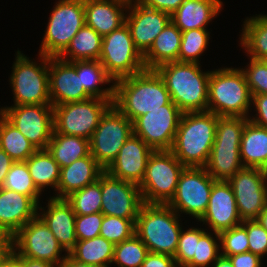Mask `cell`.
<instances>
[{
    "label": "cell",
    "mask_w": 267,
    "mask_h": 267,
    "mask_svg": "<svg viewBox=\"0 0 267 267\" xmlns=\"http://www.w3.org/2000/svg\"><path fill=\"white\" fill-rule=\"evenodd\" d=\"M114 87L113 105L131 122L171 101L165 82L156 70L145 69L118 79Z\"/></svg>",
    "instance_id": "obj_1"
},
{
    "label": "cell",
    "mask_w": 267,
    "mask_h": 267,
    "mask_svg": "<svg viewBox=\"0 0 267 267\" xmlns=\"http://www.w3.org/2000/svg\"><path fill=\"white\" fill-rule=\"evenodd\" d=\"M218 117L209 111L182 114L170 151L185 167L206 166Z\"/></svg>",
    "instance_id": "obj_2"
},
{
    "label": "cell",
    "mask_w": 267,
    "mask_h": 267,
    "mask_svg": "<svg viewBox=\"0 0 267 267\" xmlns=\"http://www.w3.org/2000/svg\"><path fill=\"white\" fill-rule=\"evenodd\" d=\"M201 64L169 62L155 69L165 82L171 101L183 112L208 111V87L211 71Z\"/></svg>",
    "instance_id": "obj_3"
},
{
    "label": "cell",
    "mask_w": 267,
    "mask_h": 267,
    "mask_svg": "<svg viewBox=\"0 0 267 267\" xmlns=\"http://www.w3.org/2000/svg\"><path fill=\"white\" fill-rule=\"evenodd\" d=\"M180 217L167 204L144 203L135 223V234L150 253L174 257L182 230Z\"/></svg>",
    "instance_id": "obj_4"
},
{
    "label": "cell",
    "mask_w": 267,
    "mask_h": 267,
    "mask_svg": "<svg viewBox=\"0 0 267 267\" xmlns=\"http://www.w3.org/2000/svg\"><path fill=\"white\" fill-rule=\"evenodd\" d=\"M252 95L241 68H220L210 72L208 111L217 116L249 118Z\"/></svg>",
    "instance_id": "obj_5"
},
{
    "label": "cell",
    "mask_w": 267,
    "mask_h": 267,
    "mask_svg": "<svg viewBox=\"0 0 267 267\" xmlns=\"http://www.w3.org/2000/svg\"><path fill=\"white\" fill-rule=\"evenodd\" d=\"M248 120L241 116L218 117L215 141L205 166L215 181H228L244 167L240 159V143Z\"/></svg>",
    "instance_id": "obj_6"
},
{
    "label": "cell",
    "mask_w": 267,
    "mask_h": 267,
    "mask_svg": "<svg viewBox=\"0 0 267 267\" xmlns=\"http://www.w3.org/2000/svg\"><path fill=\"white\" fill-rule=\"evenodd\" d=\"M40 58V59H39ZM37 63L17 51L9 78L14 105L51 104L48 57L39 54Z\"/></svg>",
    "instance_id": "obj_7"
},
{
    "label": "cell",
    "mask_w": 267,
    "mask_h": 267,
    "mask_svg": "<svg viewBox=\"0 0 267 267\" xmlns=\"http://www.w3.org/2000/svg\"><path fill=\"white\" fill-rule=\"evenodd\" d=\"M84 25V0H58L49 15L38 54L59 57Z\"/></svg>",
    "instance_id": "obj_8"
},
{
    "label": "cell",
    "mask_w": 267,
    "mask_h": 267,
    "mask_svg": "<svg viewBox=\"0 0 267 267\" xmlns=\"http://www.w3.org/2000/svg\"><path fill=\"white\" fill-rule=\"evenodd\" d=\"M185 166L170 150L153 151L139 188L145 204H167L175 194Z\"/></svg>",
    "instance_id": "obj_9"
},
{
    "label": "cell",
    "mask_w": 267,
    "mask_h": 267,
    "mask_svg": "<svg viewBox=\"0 0 267 267\" xmlns=\"http://www.w3.org/2000/svg\"><path fill=\"white\" fill-rule=\"evenodd\" d=\"M99 61L115 81L145 70L143 55L136 48L126 23L103 36Z\"/></svg>",
    "instance_id": "obj_10"
},
{
    "label": "cell",
    "mask_w": 267,
    "mask_h": 267,
    "mask_svg": "<svg viewBox=\"0 0 267 267\" xmlns=\"http://www.w3.org/2000/svg\"><path fill=\"white\" fill-rule=\"evenodd\" d=\"M113 100L89 98L53 106L54 130L57 133L90 140L102 115Z\"/></svg>",
    "instance_id": "obj_11"
},
{
    "label": "cell",
    "mask_w": 267,
    "mask_h": 267,
    "mask_svg": "<svg viewBox=\"0 0 267 267\" xmlns=\"http://www.w3.org/2000/svg\"><path fill=\"white\" fill-rule=\"evenodd\" d=\"M214 182L205 167H185L179 177L175 194L167 205L179 216L183 213L199 222L208 208Z\"/></svg>",
    "instance_id": "obj_12"
},
{
    "label": "cell",
    "mask_w": 267,
    "mask_h": 267,
    "mask_svg": "<svg viewBox=\"0 0 267 267\" xmlns=\"http://www.w3.org/2000/svg\"><path fill=\"white\" fill-rule=\"evenodd\" d=\"M132 134V122L112 104L89 140L90 154L106 169Z\"/></svg>",
    "instance_id": "obj_13"
},
{
    "label": "cell",
    "mask_w": 267,
    "mask_h": 267,
    "mask_svg": "<svg viewBox=\"0 0 267 267\" xmlns=\"http://www.w3.org/2000/svg\"><path fill=\"white\" fill-rule=\"evenodd\" d=\"M54 234L37 215L23 226L13 238V256H22L59 266L67 257Z\"/></svg>",
    "instance_id": "obj_14"
},
{
    "label": "cell",
    "mask_w": 267,
    "mask_h": 267,
    "mask_svg": "<svg viewBox=\"0 0 267 267\" xmlns=\"http://www.w3.org/2000/svg\"><path fill=\"white\" fill-rule=\"evenodd\" d=\"M0 114L37 149H47L54 131L52 104L6 106Z\"/></svg>",
    "instance_id": "obj_15"
},
{
    "label": "cell",
    "mask_w": 267,
    "mask_h": 267,
    "mask_svg": "<svg viewBox=\"0 0 267 267\" xmlns=\"http://www.w3.org/2000/svg\"><path fill=\"white\" fill-rule=\"evenodd\" d=\"M183 112L172 102L136 118L133 134L140 137L153 151L170 150Z\"/></svg>",
    "instance_id": "obj_16"
},
{
    "label": "cell",
    "mask_w": 267,
    "mask_h": 267,
    "mask_svg": "<svg viewBox=\"0 0 267 267\" xmlns=\"http://www.w3.org/2000/svg\"><path fill=\"white\" fill-rule=\"evenodd\" d=\"M228 182L234 192L240 219L256 220L267 206V181L261 169L243 167Z\"/></svg>",
    "instance_id": "obj_17"
},
{
    "label": "cell",
    "mask_w": 267,
    "mask_h": 267,
    "mask_svg": "<svg viewBox=\"0 0 267 267\" xmlns=\"http://www.w3.org/2000/svg\"><path fill=\"white\" fill-rule=\"evenodd\" d=\"M101 212L104 215L137 219L144 204L137 184L101 174Z\"/></svg>",
    "instance_id": "obj_18"
},
{
    "label": "cell",
    "mask_w": 267,
    "mask_h": 267,
    "mask_svg": "<svg viewBox=\"0 0 267 267\" xmlns=\"http://www.w3.org/2000/svg\"><path fill=\"white\" fill-rule=\"evenodd\" d=\"M49 95L52 106L91 98L81 85L77 61L48 57Z\"/></svg>",
    "instance_id": "obj_19"
},
{
    "label": "cell",
    "mask_w": 267,
    "mask_h": 267,
    "mask_svg": "<svg viewBox=\"0 0 267 267\" xmlns=\"http://www.w3.org/2000/svg\"><path fill=\"white\" fill-rule=\"evenodd\" d=\"M170 21V14L147 8L139 2L128 6L125 17L132 40L142 55L150 49L155 38Z\"/></svg>",
    "instance_id": "obj_20"
},
{
    "label": "cell",
    "mask_w": 267,
    "mask_h": 267,
    "mask_svg": "<svg viewBox=\"0 0 267 267\" xmlns=\"http://www.w3.org/2000/svg\"><path fill=\"white\" fill-rule=\"evenodd\" d=\"M152 152L140 137L132 134L105 171L114 178L139 186L144 179L147 160Z\"/></svg>",
    "instance_id": "obj_21"
},
{
    "label": "cell",
    "mask_w": 267,
    "mask_h": 267,
    "mask_svg": "<svg viewBox=\"0 0 267 267\" xmlns=\"http://www.w3.org/2000/svg\"><path fill=\"white\" fill-rule=\"evenodd\" d=\"M212 232L220 233L242 223L239 217L232 186L228 181H215L210 193L208 208L199 220Z\"/></svg>",
    "instance_id": "obj_22"
},
{
    "label": "cell",
    "mask_w": 267,
    "mask_h": 267,
    "mask_svg": "<svg viewBox=\"0 0 267 267\" xmlns=\"http://www.w3.org/2000/svg\"><path fill=\"white\" fill-rule=\"evenodd\" d=\"M47 204L45 208L38 205V210L41 211H38L37 215L54 234L65 253H69L78 241L75 233L76 214L73 207L66 199L54 197H50Z\"/></svg>",
    "instance_id": "obj_23"
},
{
    "label": "cell",
    "mask_w": 267,
    "mask_h": 267,
    "mask_svg": "<svg viewBox=\"0 0 267 267\" xmlns=\"http://www.w3.org/2000/svg\"><path fill=\"white\" fill-rule=\"evenodd\" d=\"M38 214V204L30 197L0 188V226L15 235Z\"/></svg>",
    "instance_id": "obj_24"
},
{
    "label": "cell",
    "mask_w": 267,
    "mask_h": 267,
    "mask_svg": "<svg viewBox=\"0 0 267 267\" xmlns=\"http://www.w3.org/2000/svg\"><path fill=\"white\" fill-rule=\"evenodd\" d=\"M105 169L91 154L60 168V180L54 198L66 199L73 192L96 182ZM56 195V196H55Z\"/></svg>",
    "instance_id": "obj_25"
},
{
    "label": "cell",
    "mask_w": 267,
    "mask_h": 267,
    "mask_svg": "<svg viewBox=\"0 0 267 267\" xmlns=\"http://www.w3.org/2000/svg\"><path fill=\"white\" fill-rule=\"evenodd\" d=\"M127 9L116 0H84L85 24L103 37L125 24Z\"/></svg>",
    "instance_id": "obj_26"
},
{
    "label": "cell",
    "mask_w": 267,
    "mask_h": 267,
    "mask_svg": "<svg viewBox=\"0 0 267 267\" xmlns=\"http://www.w3.org/2000/svg\"><path fill=\"white\" fill-rule=\"evenodd\" d=\"M221 0H185L171 14V21L181 32L191 29H207V25L223 9Z\"/></svg>",
    "instance_id": "obj_27"
},
{
    "label": "cell",
    "mask_w": 267,
    "mask_h": 267,
    "mask_svg": "<svg viewBox=\"0 0 267 267\" xmlns=\"http://www.w3.org/2000/svg\"><path fill=\"white\" fill-rule=\"evenodd\" d=\"M181 38V30L170 21L143 55L145 69L155 70L163 64L178 61Z\"/></svg>",
    "instance_id": "obj_28"
},
{
    "label": "cell",
    "mask_w": 267,
    "mask_h": 267,
    "mask_svg": "<svg viewBox=\"0 0 267 267\" xmlns=\"http://www.w3.org/2000/svg\"><path fill=\"white\" fill-rule=\"evenodd\" d=\"M240 159L244 167L258 168L267 160V129L250 120L241 136Z\"/></svg>",
    "instance_id": "obj_29"
},
{
    "label": "cell",
    "mask_w": 267,
    "mask_h": 267,
    "mask_svg": "<svg viewBox=\"0 0 267 267\" xmlns=\"http://www.w3.org/2000/svg\"><path fill=\"white\" fill-rule=\"evenodd\" d=\"M77 74L80 75L84 90L91 97L114 100L115 80L105 71L99 60L77 61ZM108 83L109 87H101Z\"/></svg>",
    "instance_id": "obj_30"
},
{
    "label": "cell",
    "mask_w": 267,
    "mask_h": 267,
    "mask_svg": "<svg viewBox=\"0 0 267 267\" xmlns=\"http://www.w3.org/2000/svg\"><path fill=\"white\" fill-rule=\"evenodd\" d=\"M241 31L239 44L247 56L256 60H267V15L247 17Z\"/></svg>",
    "instance_id": "obj_31"
},
{
    "label": "cell",
    "mask_w": 267,
    "mask_h": 267,
    "mask_svg": "<svg viewBox=\"0 0 267 267\" xmlns=\"http://www.w3.org/2000/svg\"><path fill=\"white\" fill-rule=\"evenodd\" d=\"M47 150L51 153L60 168L72 164L74 161L90 154L89 140L57 133L53 131Z\"/></svg>",
    "instance_id": "obj_32"
},
{
    "label": "cell",
    "mask_w": 267,
    "mask_h": 267,
    "mask_svg": "<svg viewBox=\"0 0 267 267\" xmlns=\"http://www.w3.org/2000/svg\"><path fill=\"white\" fill-rule=\"evenodd\" d=\"M102 38L98 32L85 24L71 39L59 58L68 62L99 60Z\"/></svg>",
    "instance_id": "obj_33"
},
{
    "label": "cell",
    "mask_w": 267,
    "mask_h": 267,
    "mask_svg": "<svg viewBox=\"0 0 267 267\" xmlns=\"http://www.w3.org/2000/svg\"><path fill=\"white\" fill-rule=\"evenodd\" d=\"M25 162L36 188L41 193L44 192L45 187L46 189L51 187L54 188V191H57L60 167L47 149H38Z\"/></svg>",
    "instance_id": "obj_34"
},
{
    "label": "cell",
    "mask_w": 267,
    "mask_h": 267,
    "mask_svg": "<svg viewBox=\"0 0 267 267\" xmlns=\"http://www.w3.org/2000/svg\"><path fill=\"white\" fill-rule=\"evenodd\" d=\"M114 244L98 236L89 240H78L68 253L78 262L99 267H111L114 257Z\"/></svg>",
    "instance_id": "obj_35"
},
{
    "label": "cell",
    "mask_w": 267,
    "mask_h": 267,
    "mask_svg": "<svg viewBox=\"0 0 267 267\" xmlns=\"http://www.w3.org/2000/svg\"><path fill=\"white\" fill-rule=\"evenodd\" d=\"M0 148L15 162L26 161L38 149L0 114Z\"/></svg>",
    "instance_id": "obj_36"
},
{
    "label": "cell",
    "mask_w": 267,
    "mask_h": 267,
    "mask_svg": "<svg viewBox=\"0 0 267 267\" xmlns=\"http://www.w3.org/2000/svg\"><path fill=\"white\" fill-rule=\"evenodd\" d=\"M2 188L30 196L38 205L40 203L42 193L36 188L25 161L12 164Z\"/></svg>",
    "instance_id": "obj_37"
},
{
    "label": "cell",
    "mask_w": 267,
    "mask_h": 267,
    "mask_svg": "<svg viewBox=\"0 0 267 267\" xmlns=\"http://www.w3.org/2000/svg\"><path fill=\"white\" fill-rule=\"evenodd\" d=\"M210 32L207 29H191L182 32L178 62L199 63L200 56L209 46Z\"/></svg>",
    "instance_id": "obj_38"
},
{
    "label": "cell",
    "mask_w": 267,
    "mask_h": 267,
    "mask_svg": "<svg viewBox=\"0 0 267 267\" xmlns=\"http://www.w3.org/2000/svg\"><path fill=\"white\" fill-rule=\"evenodd\" d=\"M148 253L146 245L134 234L131 238L115 244L112 264L118 267H141Z\"/></svg>",
    "instance_id": "obj_39"
},
{
    "label": "cell",
    "mask_w": 267,
    "mask_h": 267,
    "mask_svg": "<svg viewBox=\"0 0 267 267\" xmlns=\"http://www.w3.org/2000/svg\"><path fill=\"white\" fill-rule=\"evenodd\" d=\"M101 175L98 180L81 190L73 192L66 200L72 205L76 215L101 212Z\"/></svg>",
    "instance_id": "obj_40"
},
{
    "label": "cell",
    "mask_w": 267,
    "mask_h": 267,
    "mask_svg": "<svg viewBox=\"0 0 267 267\" xmlns=\"http://www.w3.org/2000/svg\"><path fill=\"white\" fill-rule=\"evenodd\" d=\"M220 250L219 233L207 230L199 240H196L194 257L185 267H211L221 255Z\"/></svg>",
    "instance_id": "obj_41"
},
{
    "label": "cell",
    "mask_w": 267,
    "mask_h": 267,
    "mask_svg": "<svg viewBox=\"0 0 267 267\" xmlns=\"http://www.w3.org/2000/svg\"><path fill=\"white\" fill-rule=\"evenodd\" d=\"M136 220L104 215L99 236L114 245L121 243L135 234Z\"/></svg>",
    "instance_id": "obj_42"
},
{
    "label": "cell",
    "mask_w": 267,
    "mask_h": 267,
    "mask_svg": "<svg viewBox=\"0 0 267 267\" xmlns=\"http://www.w3.org/2000/svg\"><path fill=\"white\" fill-rule=\"evenodd\" d=\"M221 255L226 257L249 252L246 228L240 224L219 233Z\"/></svg>",
    "instance_id": "obj_43"
},
{
    "label": "cell",
    "mask_w": 267,
    "mask_h": 267,
    "mask_svg": "<svg viewBox=\"0 0 267 267\" xmlns=\"http://www.w3.org/2000/svg\"><path fill=\"white\" fill-rule=\"evenodd\" d=\"M205 230L207 231V229L204 228L190 227L184 231L182 228L179 235L177 251L174 256L178 267H185L193 259L196 240H199L206 232Z\"/></svg>",
    "instance_id": "obj_44"
},
{
    "label": "cell",
    "mask_w": 267,
    "mask_h": 267,
    "mask_svg": "<svg viewBox=\"0 0 267 267\" xmlns=\"http://www.w3.org/2000/svg\"><path fill=\"white\" fill-rule=\"evenodd\" d=\"M246 66L241 69L245 74L251 95L267 94V60L250 58Z\"/></svg>",
    "instance_id": "obj_45"
},
{
    "label": "cell",
    "mask_w": 267,
    "mask_h": 267,
    "mask_svg": "<svg viewBox=\"0 0 267 267\" xmlns=\"http://www.w3.org/2000/svg\"><path fill=\"white\" fill-rule=\"evenodd\" d=\"M104 214L102 212L76 215L75 233L77 240H89L100 235Z\"/></svg>",
    "instance_id": "obj_46"
},
{
    "label": "cell",
    "mask_w": 267,
    "mask_h": 267,
    "mask_svg": "<svg viewBox=\"0 0 267 267\" xmlns=\"http://www.w3.org/2000/svg\"><path fill=\"white\" fill-rule=\"evenodd\" d=\"M241 224L246 228L249 252L263 259L267 254V231L257 220H246L242 221Z\"/></svg>",
    "instance_id": "obj_47"
},
{
    "label": "cell",
    "mask_w": 267,
    "mask_h": 267,
    "mask_svg": "<svg viewBox=\"0 0 267 267\" xmlns=\"http://www.w3.org/2000/svg\"><path fill=\"white\" fill-rule=\"evenodd\" d=\"M252 108L256 114L249 116V120L267 129V94L252 95Z\"/></svg>",
    "instance_id": "obj_48"
},
{
    "label": "cell",
    "mask_w": 267,
    "mask_h": 267,
    "mask_svg": "<svg viewBox=\"0 0 267 267\" xmlns=\"http://www.w3.org/2000/svg\"><path fill=\"white\" fill-rule=\"evenodd\" d=\"M233 267H262L263 259L252 252L240 253L228 256Z\"/></svg>",
    "instance_id": "obj_49"
},
{
    "label": "cell",
    "mask_w": 267,
    "mask_h": 267,
    "mask_svg": "<svg viewBox=\"0 0 267 267\" xmlns=\"http://www.w3.org/2000/svg\"><path fill=\"white\" fill-rule=\"evenodd\" d=\"M185 0H140L143 6L168 14L174 13Z\"/></svg>",
    "instance_id": "obj_50"
},
{
    "label": "cell",
    "mask_w": 267,
    "mask_h": 267,
    "mask_svg": "<svg viewBox=\"0 0 267 267\" xmlns=\"http://www.w3.org/2000/svg\"><path fill=\"white\" fill-rule=\"evenodd\" d=\"M141 267H178L175 258L165 254L148 253Z\"/></svg>",
    "instance_id": "obj_51"
},
{
    "label": "cell",
    "mask_w": 267,
    "mask_h": 267,
    "mask_svg": "<svg viewBox=\"0 0 267 267\" xmlns=\"http://www.w3.org/2000/svg\"><path fill=\"white\" fill-rule=\"evenodd\" d=\"M13 238L14 235L0 226V257H13Z\"/></svg>",
    "instance_id": "obj_52"
},
{
    "label": "cell",
    "mask_w": 267,
    "mask_h": 267,
    "mask_svg": "<svg viewBox=\"0 0 267 267\" xmlns=\"http://www.w3.org/2000/svg\"><path fill=\"white\" fill-rule=\"evenodd\" d=\"M15 161L0 148V188L3 187L6 175Z\"/></svg>",
    "instance_id": "obj_53"
},
{
    "label": "cell",
    "mask_w": 267,
    "mask_h": 267,
    "mask_svg": "<svg viewBox=\"0 0 267 267\" xmlns=\"http://www.w3.org/2000/svg\"><path fill=\"white\" fill-rule=\"evenodd\" d=\"M23 267H57L49 262L22 256H13Z\"/></svg>",
    "instance_id": "obj_54"
},
{
    "label": "cell",
    "mask_w": 267,
    "mask_h": 267,
    "mask_svg": "<svg viewBox=\"0 0 267 267\" xmlns=\"http://www.w3.org/2000/svg\"><path fill=\"white\" fill-rule=\"evenodd\" d=\"M58 267H99V266L78 262L68 254L67 257L61 262V264Z\"/></svg>",
    "instance_id": "obj_55"
},
{
    "label": "cell",
    "mask_w": 267,
    "mask_h": 267,
    "mask_svg": "<svg viewBox=\"0 0 267 267\" xmlns=\"http://www.w3.org/2000/svg\"><path fill=\"white\" fill-rule=\"evenodd\" d=\"M211 267H233L229 257L220 255L218 259L211 265Z\"/></svg>",
    "instance_id": "obj_56"
},
{
    "label": "cell",
    "mask_w": 267,
    "mask_h": 267,
    "mask_svg": "<svg viewBox=\"0 0 267 267\" xmlns=\"http://www.w3.org/2000/svg\"><path fill=\"white\" fill-rule=\"evenodd\" d=\"M258 223L263 226V228L267 231V206L265 209L260 213L258 218L256 219Z\"/></svg>",
    "instance_id": "obj_57"
},
{
    "label": "cell",
    "mask_w": 267,
    "mask_h": 267,
    "mask_svg": "<svg viewBox=\"0 0 267 267\" xmlns=\"http://www.w3.org/2000/svg\"><path fill=\"white\" fill-rule=\"evenodd\" d=\"M5 267H23L14 257H12L6 264Z\"/></svg>",
    "instance_id": "obj_58"
},
{
    "label": "cell",
    "mask_w": 267,
    "mask_h": 267,
    "mask_svg": "<svg viewBox=\"0 0 267 267\" xmlns=\"http://www.w3.org/2000/svg\"><path fill=\"white\" fill-rule=\"evenodd\" d=\"M261 172H262L265 180L267 181V160L264 163V165L261 167Z\"/></svg>",
    "instance_id": "obj_59"
},
{
    "label": "cell",
    "mask_w": 267,
    "mask_h": 267,
    "mask_svg": "<svg viewBox=\"0 0 267 267\" xmlns=\"http://www.w3.org/2000/svg\"><path fill=\"white\" fill-rule=\"evenodd\" d=\"M12 257H0V267H5V264L11 259Z\"/></svg>",
    "instance_id": "obj_60"
},
{
    "label": "cell",
    "mask_w": 267,
    "mask_h": 267,
    "mask_svg": "<svg viewBox=\"0 0 267 267\" xmlns=\"http://www.w3.org/2000/svg\"><path fill=\"white\" fill-rule=\"evenodd\" d=\"M116 1H120V2L125 3L129 6V5L138 3L140 0H116Z\"/></svg>",
    "instance_id": "obj_61"
}]
</instances>
